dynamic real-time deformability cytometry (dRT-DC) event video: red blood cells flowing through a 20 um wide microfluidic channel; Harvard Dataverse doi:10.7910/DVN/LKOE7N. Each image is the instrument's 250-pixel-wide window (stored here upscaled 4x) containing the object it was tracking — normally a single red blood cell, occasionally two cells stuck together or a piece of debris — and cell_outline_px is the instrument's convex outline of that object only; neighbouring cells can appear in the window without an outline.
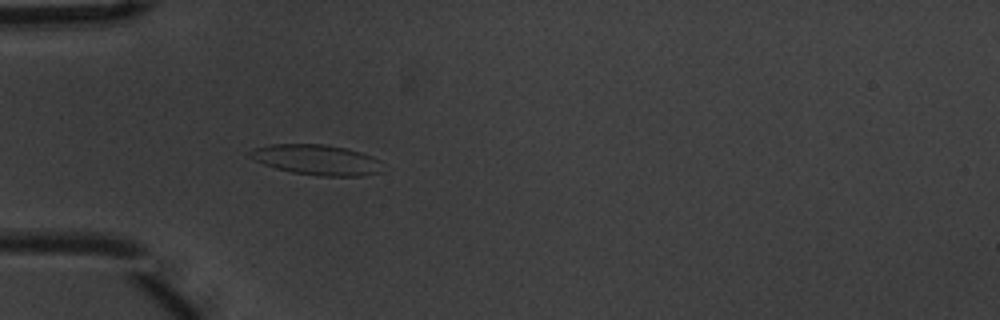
{"species": "common noctule bat (a hibernating species)", "species_latin": "Nyctalus noctula", "temperature_condition": "warm", "stored_images_in_passage": 4, "camera_frame_rate_fps": 3000, "um_per_image_px": 0.085, "animal": {"sex": "male", "body_mass_g": 20.1, "forearm_length_mm": 53.5}, "frame": {"image": 1, "passage_image": 4, "time_ms": 1.0, "image_size_px": [1000, 320], "cell_outline_px": [[384, 172], [364, 176], [320, 176], [292, 172], [276, 168], [264, 164], [248, 156], [248, 152], [252, 148], [272, 144], [324, 144], [344, 148], [360, 152], [372, 156], [380, 160]], "centroid_in_image_um": [26.95, 13.59], "position_along_channel_um": 58.0, "area_um2": 23.58}}